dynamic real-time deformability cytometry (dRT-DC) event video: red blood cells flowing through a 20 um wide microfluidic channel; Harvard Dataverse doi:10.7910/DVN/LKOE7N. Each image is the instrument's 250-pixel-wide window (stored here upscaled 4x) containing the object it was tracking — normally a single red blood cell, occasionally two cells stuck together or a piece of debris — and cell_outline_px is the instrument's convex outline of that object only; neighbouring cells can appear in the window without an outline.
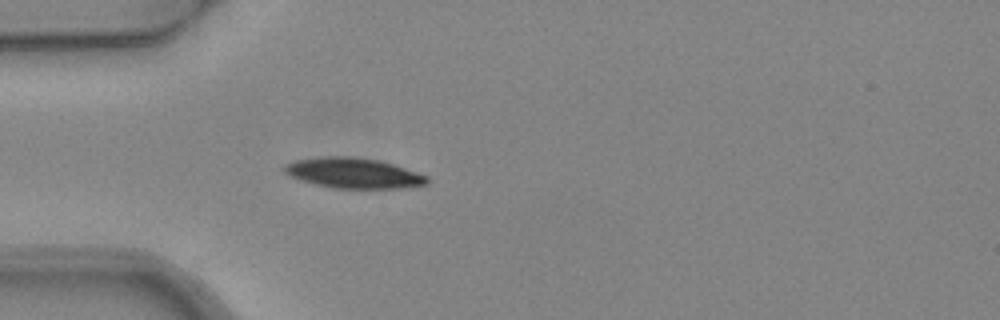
{"species": "common noctule bat (a hibernating species)", "species_latin": "Nyctalus noctula", "temperature_condition": "warm", "stored_images_in_passage": 1, "camera_frame_rate_fps": 3000, "um_per_image_px": 0.085, "animal": {"sex": "female", "body_mass_g": 24.6, "forearm_length_mm": 56.2}, "frame": {"image": 1, "passage_image": 1, "time_ms": 0.0, "image_size_px": [1000, 320], "cell_outline_px": [[428, 184], [400, 188], [332, 188], [300, 180], [288, 176], [284, 172], [284, 164], [292, 160], [320, 156], [352, 156], [380, 160], [428, 176]], "centroid_in_image_um": [29.98, 14.7], "position_along_channel_um": 55.0, "area_um2": 25.37}}